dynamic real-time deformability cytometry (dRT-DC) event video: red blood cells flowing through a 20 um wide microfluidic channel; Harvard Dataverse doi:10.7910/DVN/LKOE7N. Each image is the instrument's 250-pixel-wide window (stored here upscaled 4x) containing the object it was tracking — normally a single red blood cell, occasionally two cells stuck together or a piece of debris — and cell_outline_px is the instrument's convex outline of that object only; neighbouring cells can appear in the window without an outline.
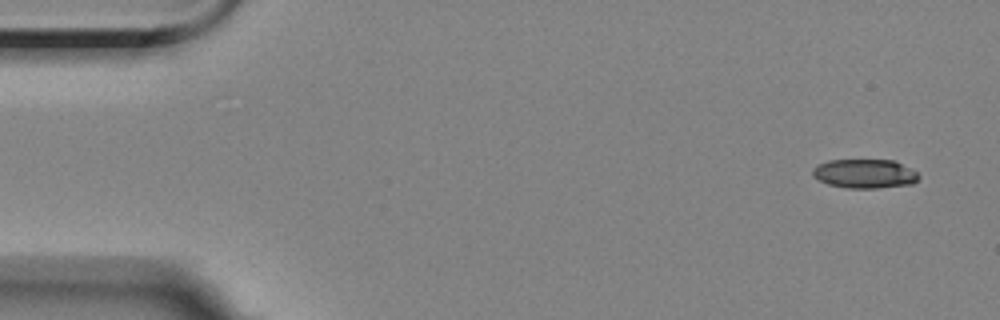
{"species": "Egyptian fruit bat (a non-hibernating species)", "species_latin": "Rousettus aegyptiacus", "temperature_condition": "room temperature", "stored_images_in_passage": 6, "segment_of_instrument_passage": [1, 2], "camera_frame_rate_fps": 3000, "um_per_image_px": 0.085, "animal": {"sex": "female"}, "frame": {"image": 1, "passage_image": 1, "time_ms": 0.0, "image_size_px": [1000, 320], "cell_outline_px": [[920, 176], [912, 184], [876, 188], [848, 188], [828, 184], [812, 176], [812, 168], [816, 164], [828, 160], [896, 160], [916, 172]], "centroid_in_image_um": [73.47, 14.75], "position_along_channel_um": 11.5, "area_um2": 18.03}}